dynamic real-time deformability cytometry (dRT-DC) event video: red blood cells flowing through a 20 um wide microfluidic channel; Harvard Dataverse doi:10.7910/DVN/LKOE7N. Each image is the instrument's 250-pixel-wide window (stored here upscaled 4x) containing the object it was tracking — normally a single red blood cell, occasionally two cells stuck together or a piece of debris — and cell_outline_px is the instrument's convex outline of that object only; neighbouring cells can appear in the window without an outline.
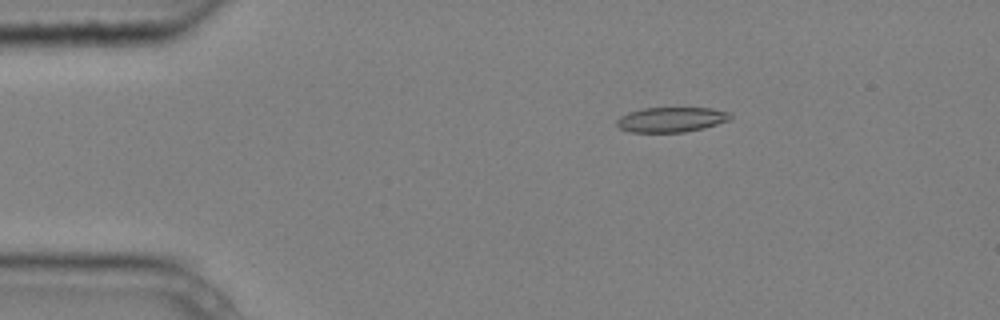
{"species": "common noctule bat (a hibernating species)", "species_latin": "Nyctalus noctula", "temperature_condition": "cold", "stored_images_in_passage": 4, "camera_frame_rate_fps": 3000, "um_per_image_px": 0.085, "animal": {"sex": "male", "body_mass_g": 20.4}, "frame": {"image": 1, "passage_image": 3, "time_ms": 0.667, "image_size_px": [1000, 320], "cell_outline_px": [[732, 120], [704, 128], [684, 132], [628, 132], [620, 128], [616, 124], [616, 120], [620, 116], [628, 112], [644, 108], [712, 108], [732, 112]], "centroid_in_image_um": [57.1, 10.16], "position_along_channel_um": 27.9, "area_um2": 16.76}}